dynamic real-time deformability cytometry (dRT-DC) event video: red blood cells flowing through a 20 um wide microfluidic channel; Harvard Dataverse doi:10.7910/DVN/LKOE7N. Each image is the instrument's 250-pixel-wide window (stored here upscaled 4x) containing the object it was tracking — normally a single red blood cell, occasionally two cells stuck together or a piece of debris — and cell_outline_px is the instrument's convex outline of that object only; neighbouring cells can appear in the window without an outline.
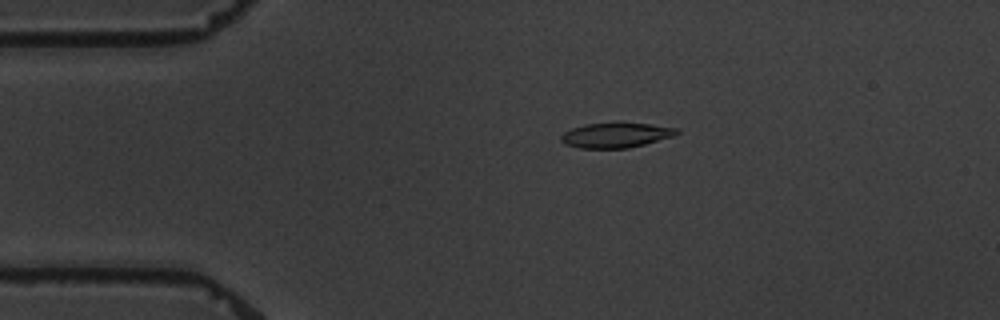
{"species": "common noctule bat (a hibernating species)", "species_latin": "Nyctalus noctula", "temperature_condition": "warm", "stored_images_in_passage": 6, "camera_frame_rate_fps": 3000, "um_per_image_px": 0.085, "animal": {"sex": "male", "body_mass_g": 19.5, "forearm_length_mm": 54.6}, "frame": {"image": 1, "passage_image": 3, "time_ms": 2.333, "image_size_px": [1000, 320], "cell_outline_px": [[680, 132], [676, 136], [628, 148], [580, 148], [564, 144], [560, 140], [560, 136], [564, 132], [572, 128], [584, 124], [616, 120], [620, 120], [680, 128]], "centroid_in_image_um": [52.38, 11.44], "position_along_channel_um": 32.6, "area_um2": 17.69}}
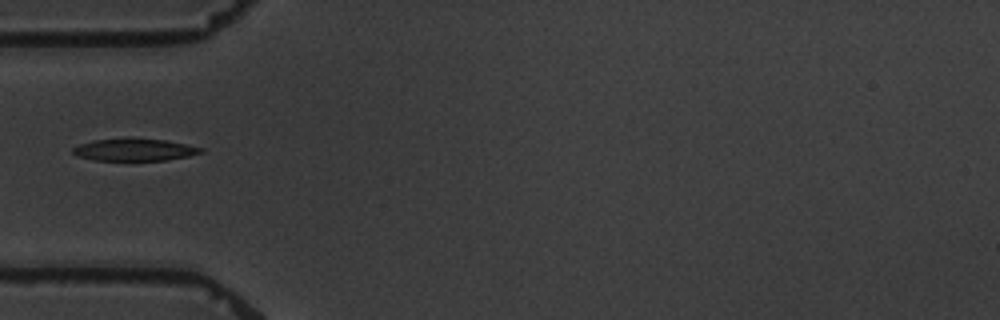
{"frame": {"image": 2, "passage_image": 5, "time_ms": 4.667, "image_size_px": [1000, 320], "cell_outline_px": [[204, 152], [188, 156], [168, 160], [96, 160], [76, 156], [72, 152], [72, 148], [80, 144], [92, 140], [124, 136], [132, 136], [164, 140], [204, 148]], "centroid_in_image_um": [11.39, 12.69], "position_along_channel_um": 73.6, "area_um2": 17.11}}
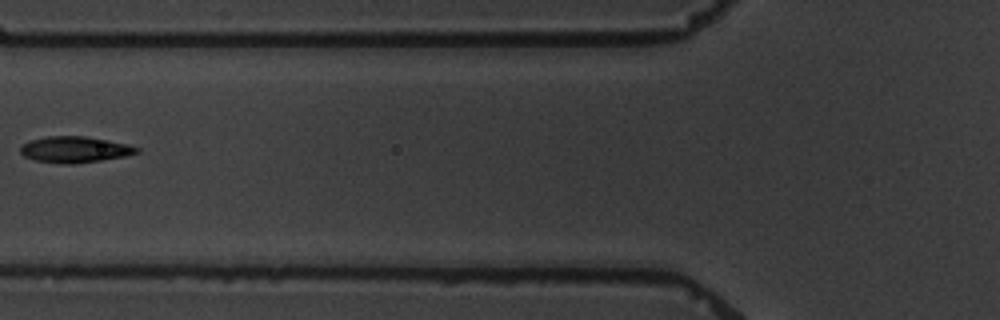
{"frame": {"image": 3, "passage_image": 6, "time_ms": 6.0, "image_size_px": [1000, 320], "cell_outline_px": [[140, 152], [124, 156], [76, 164], [64, 164], [36, 160], [24, 156], [20, 152], [20, 148], [28, 140], [48, 136], [84, 136], [108, 140], [128, 144], [140, 148]], "centroid_in_image_um": [6.36, 12.7], "position_along_channel_um": 119.4, "area_um2": 17.69}}